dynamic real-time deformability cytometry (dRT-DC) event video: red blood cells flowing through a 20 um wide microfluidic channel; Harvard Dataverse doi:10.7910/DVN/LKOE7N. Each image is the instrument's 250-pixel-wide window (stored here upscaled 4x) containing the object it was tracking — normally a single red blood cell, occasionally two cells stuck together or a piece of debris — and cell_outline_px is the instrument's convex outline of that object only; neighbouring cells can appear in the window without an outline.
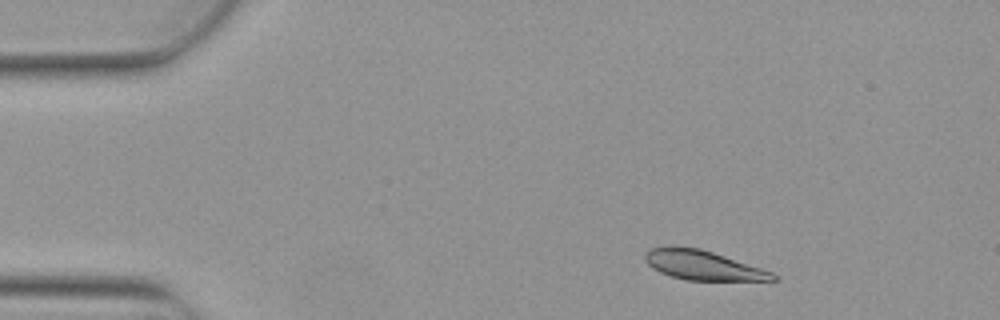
{"species": "Egyptian fruit bat (a non-hibernating species)", "species_latin": "Rousettus aegyptiacus", "temperature_condition": "warm", "stored_images_in_passage": 2, "camera_frame_rate_fps": 3000, "um_per_image_px": 0.085, "animal": {"sex": "female"}, "frame": {"image": 1, "passage_image": 1, "time_ms": 0.0, "image_size_px": [1000, 320], "cell_outline_px": [[776, 280], [688, 280], [672, 276], [660, 272], [652, 268], [644, 260], [644, 252], [652, 248], [700, 248], [772, 272], [776, 276]], "centroid_in_image_um": [59.71, 22.56], "position_along_channel_um": 25.3, "area_um2": 21.15}}